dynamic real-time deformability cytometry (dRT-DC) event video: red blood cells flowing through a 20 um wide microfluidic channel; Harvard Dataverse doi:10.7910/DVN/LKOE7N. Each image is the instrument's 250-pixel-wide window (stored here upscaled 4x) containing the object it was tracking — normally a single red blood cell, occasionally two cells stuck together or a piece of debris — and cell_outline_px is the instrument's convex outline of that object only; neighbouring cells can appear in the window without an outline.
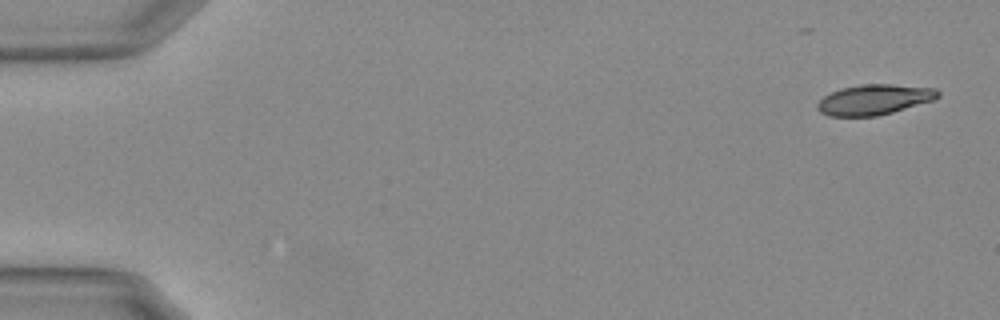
{"species": "Egyptian fruit bat (a non-hibernating species)", "species_latin": "Rousettus aegyptiacus", "temperature_condition": "warm", "stored_images_in_passage": 36, "camera_frame_rate_fps": 3000, "um_per_image_px": 0.085, "animal": {"sex": "female"}, "frame": {"image": 1, "passage_image": 1, "time_ms": 0.0, "image_size_px": [1000, 320], "cell_outline_px": [[940, 96], [932, 100], [892, 112], [876, 116], [828, 116], [820, 112], [816, 108], [816, 104], [824, 96], [832, 92], [844, 88], [860, 84], [892, 84], [936, 88], [940, 92]], "centroid_in_image_um": [74.3, 8.46], "position_along_channel_um": 10.7, "area_um2": 21.15}}
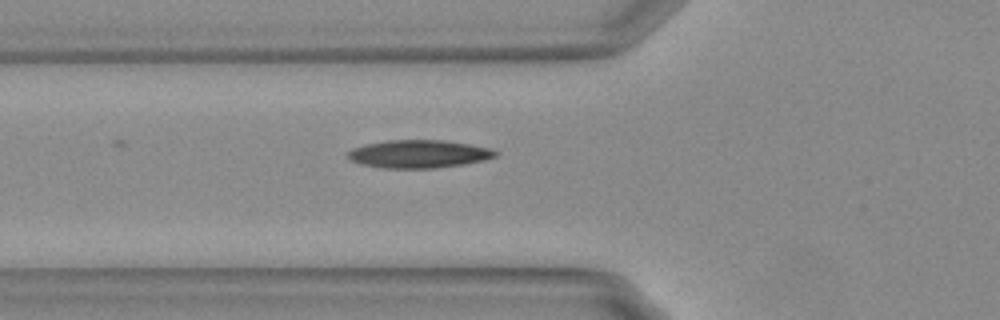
{"frame": {"image": 2, "passage_image": 19, "time_ms": 6.0, "image_size_px": [1000, 320], "cell_outline_px": [[500, 152], [496, 156], [484, 160], [464, 164], [432, 168], [380, 168], [360, 164], [348, 160], [348, 152], [352, 148], [364, 144], [388, 140], [444, 140], [468, 144], [488, 148]], "centroid_in_image_um": [35.55, 13.09], "position_along_channel_um": 90.3, "area_um2": 24.1}}
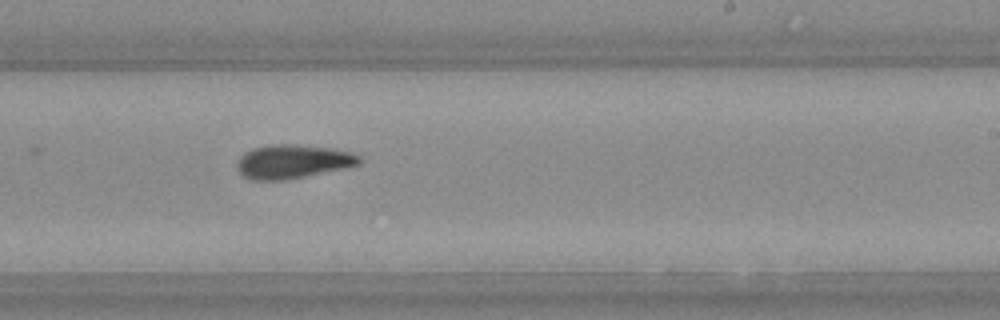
{"frame": {"image": 3, "passage_image": 33, "time_ms": 10.667, "image_size_px": [1000, 320], "cell_outline_px": [[360, 164], [344, 168], [288, 180], [252, 180], [244, 176], [240, 172], [236, 164], [240, 156], [244, 152], [252, 148], [272, 144], [292, 144], [332, 148], [352, 152], [360, 156]], "centroid_in_image_um": [24.87, 13.73], "position_along_channel_um": 264.1, "area_um2": 24.16}}